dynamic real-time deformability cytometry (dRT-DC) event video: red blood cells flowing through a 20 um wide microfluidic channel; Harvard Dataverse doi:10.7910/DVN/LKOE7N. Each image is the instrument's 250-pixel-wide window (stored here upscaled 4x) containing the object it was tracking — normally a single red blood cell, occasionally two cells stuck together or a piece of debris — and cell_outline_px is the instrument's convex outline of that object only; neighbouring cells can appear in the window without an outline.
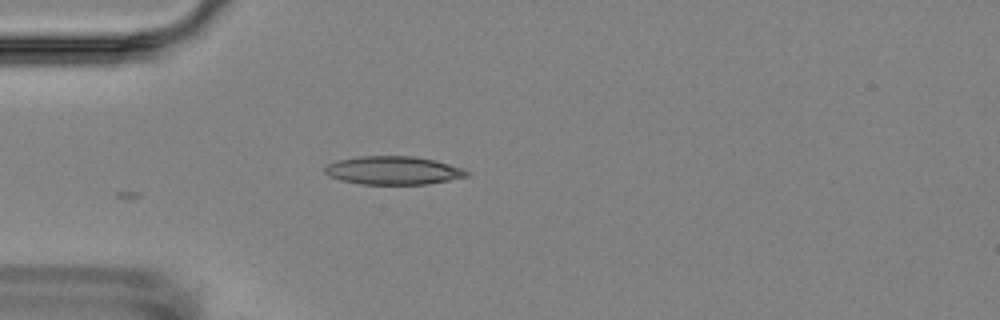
{"species": "Egyptian fruit bat (a non-hibernating species)", "species_latin": "Rousettus aegyptiacus", "temperature_condition": "room temperature", "stored_images_in_passage": 4, "camera_frame_rate_fps": 3000, "um_per_image_px": 0.085, "animal": {"sex": "female"}, "frame": {"image": 1, "passage_image": 3, "time_ms": 2.333, "image_size_px": [1000, 320], "cell_outline_px": [[472, 172], [468, 176], [428, 184], [360, 184], [340, 180], [328, 176], [324, 172], [324, 168], [328, 164], [336, 160], [360, 156], [412, 156], [436, 160], [464, 168]], "centroid_in_image_um": [33.44, 14.48], "position_along_channel_um": 51.6, "area_um2": 23.64}}